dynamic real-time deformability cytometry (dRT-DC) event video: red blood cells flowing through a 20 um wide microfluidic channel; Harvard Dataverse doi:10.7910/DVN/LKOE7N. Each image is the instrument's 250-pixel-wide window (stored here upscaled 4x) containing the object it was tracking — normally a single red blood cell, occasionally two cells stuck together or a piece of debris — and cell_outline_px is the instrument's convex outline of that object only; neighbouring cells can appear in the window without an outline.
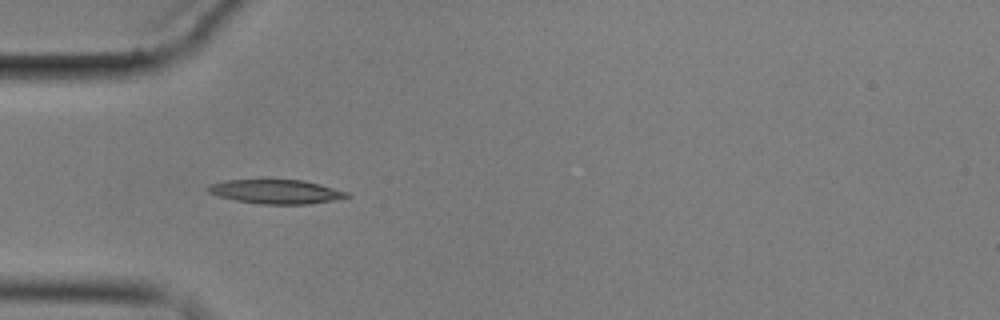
{"species": "common noctule bat (a hibernating species)", "species_latin": "Nyctalus noctula", "temperature_condition": "cold", "stored_images_in_passage": 5, "camera_frame_rate_fps": 3000, "um_per_image_px": 0.085, "animal": {"sex": "male", "body_mass_g": 17.9}, "frame": {"image": 1, "passage_image": 4, "time_ms": 3.667, "image_size_px": [1000, 320], "cell_outline_px": [[352, 196], [332, 200], [308, 204], [260, 204], [236, 200], [220, 196], [208, 192], [204, 188], [208, 184], [224, 180], [260, 176], [304, 180], [320, 184], [348, 192]], "centroid_in_image_um": [23.37, 16.22], "position_along_channel_um": 61.6, "area_um2": 20.63}}
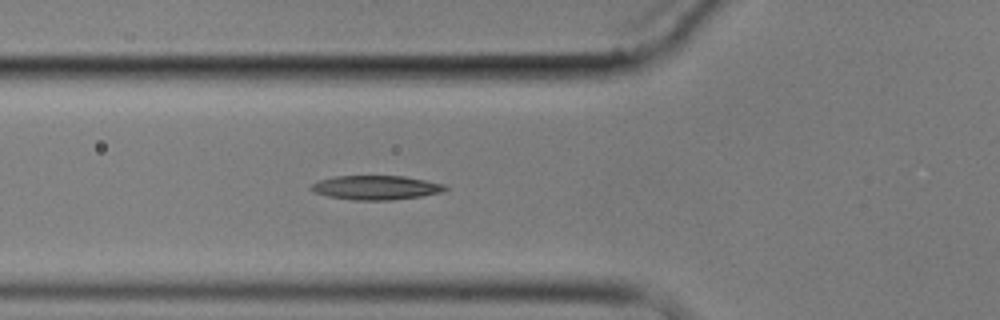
{"frame": {"image": 2, "passage_image": 5, "time_ms": 4.667, "image_size_px": [1000, 320], "cell_outline_px": [[448, 188], [444, 192], [420, 196], [392, 200], [352, 200], [328, 196], [316, 192], [308, 188], [312, 184], [320, 180], [332, 176], [404, 176], [444, 184]], "centroid_in_image_um": [31.96, 15.94], "position_along_channel_um": 93.8, "area_um2": 18.84}}